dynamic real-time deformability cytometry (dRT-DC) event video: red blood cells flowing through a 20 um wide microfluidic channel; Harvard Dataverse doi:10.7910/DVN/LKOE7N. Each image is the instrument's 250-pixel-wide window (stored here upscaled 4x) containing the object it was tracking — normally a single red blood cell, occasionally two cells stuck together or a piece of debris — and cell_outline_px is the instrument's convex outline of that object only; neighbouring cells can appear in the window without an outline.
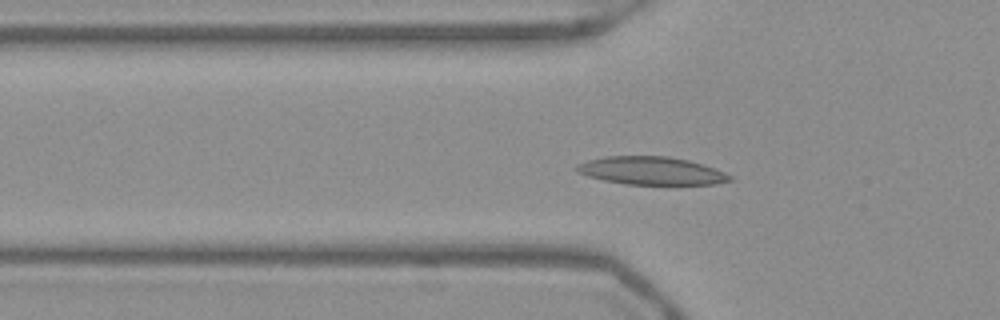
{"species": "Egyptian fruit bat (a non-hibernating species)", "species_latin": "Rousettus aegyptiacus", "temperature_condition": "warm", "stored_images_in_passage": 53, "camera_frame_rate_fps": 3000, "um_per_image_px": 0.085, "frame": {"image": 1, "passage_image": 18, "time_ms": 5.667, "image_size_px": [1000, 320], "cell_outline_px": [[736, 180], [716, 184], [624, 184], [604, 180], [588, 176], [576, 172], [576, 164], [588, 160], [604, 156], [668, 156], [688, 160], [724, 172], [732, 176]], "centroid_in_image_um": [55.35, 14.51], "position_along_channel_um": 70.4, "area_um2": 24.91}}
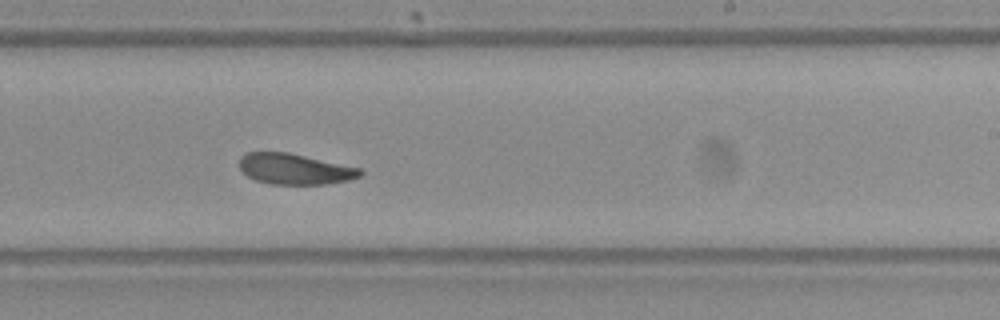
{"frame": {"image": 2, "passage_image": 33, "time_ms": 10.667, "image_size_px": [1000, 320], "cell_outline_px": [[364, 172], [360, 176], [348, 180], [328, 184], [268, 184], [256, 180], [248, 176], [240, 168], [240, 156], [248, 152], [288, 152], [360, 168]], "centroid_in_image_um": [25.05, 14.37], "position_along_channel_um": 263.9, "area_um2": 21.56}}
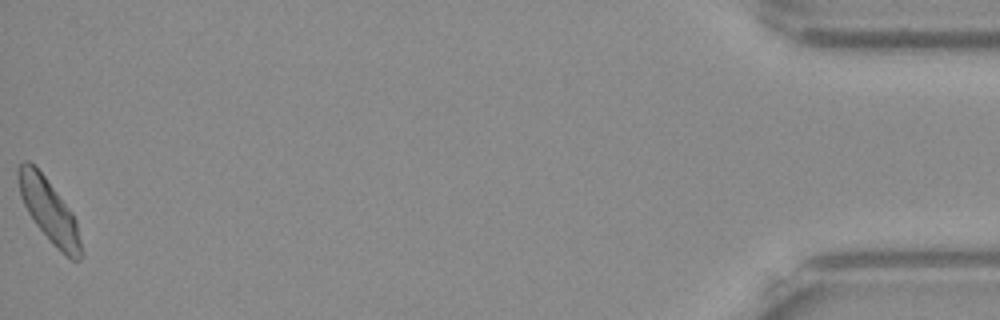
{"frame": {"image": 3, "passage_image": 53, "time_ms": 17.333, "image_size_px": [1000, 320], "cell_outline_px": [[84, 256], [80, 260], [72, 260], [64, 256], [52, 244], [36, 224], [28, 212], [20, 196], [16, 176], [16, 168], [24, 160], [28, 160], [44, 176], [72, 212], [76, 220], [84, 252]], "centroid_in_image_um": [4.19, 17.96], "position_along_channel_um": 431.0, "area_um2": 23.24}, "authors_computed_cell_mechanics": {"area_um2": 23.0622, "velocity_mm_per_s": 3.8758, "shape_relaxation_time_tau1_ms": 4.5676, "shape_relaxation_time_tau2_ms": 3.7428, "deformation_change_tau1": 0.1233, "deformation_change_tau2": 0.0782}}